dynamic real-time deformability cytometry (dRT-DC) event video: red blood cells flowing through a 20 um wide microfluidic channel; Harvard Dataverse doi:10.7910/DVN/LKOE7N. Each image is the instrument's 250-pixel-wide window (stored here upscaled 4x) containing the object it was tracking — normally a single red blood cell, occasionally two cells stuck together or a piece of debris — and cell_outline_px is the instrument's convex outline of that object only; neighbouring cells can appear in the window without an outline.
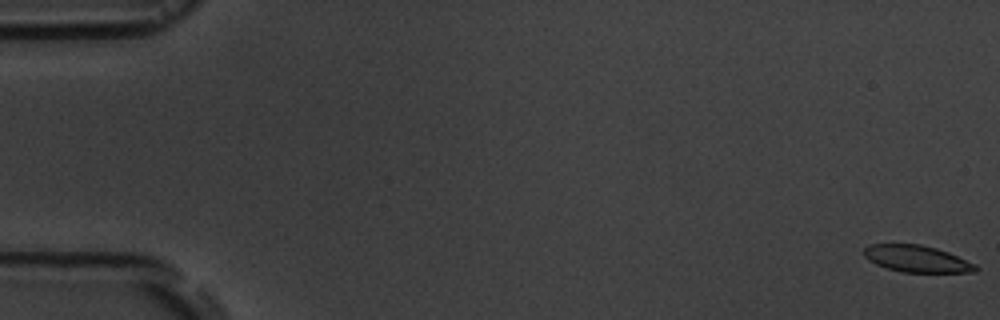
{"species": "common noctule bat (a hibernating species)", "species_latin": "Nyctalus noctula", "temperature_condition": "room temperature", "stored_images_in_passage": 17, "camera_frame_rate_fps": 3000, "um_per_image_px": 0.085, "animal": {"sex": "male", "body_mass_g": 19.5, "forearm_length_mm": 54.6}, "frame": {"image": 1, "passage_image": 1, "time_ms": 0.0, "image_size_px": [1000, 320], "cell_outline_px": [[980, 268], [976, 272], [900, 272], [876, 264], [868, 260], [864, 256], [864, 248], [868, 244], [920, 244], [936, 248], [948, 252], [976, 264]], "centroid_in_image_um": [77.94, 21.99], "position_along_channel_um": 7.1, "area_um2": 17.46}}
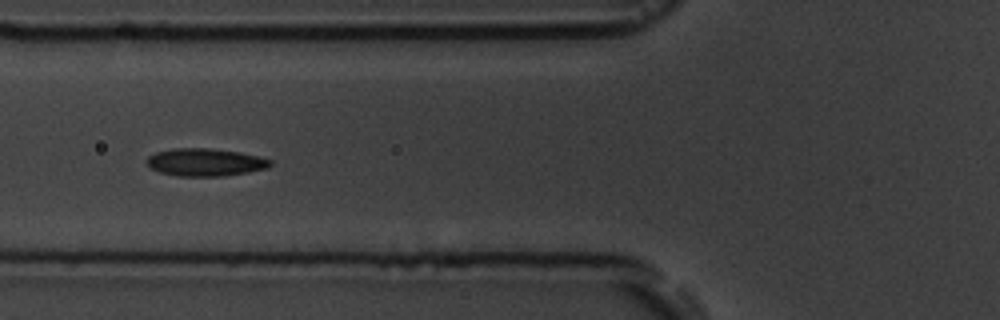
{"frame": {"image": 2, "passage_image": 7, "time_ms": 7.0, "image_size_px": [1000, 320], "cell_outline_px": [[272, 164], [268, 168], [248, 172], [224, 176], [176, 176], [160, 172], [152, 168], [144, 160], [148, 156], [156, 152], [172, 148], [208, 148], [240, 152], [260, 156], [272, 160]], "centroid_in_image_um": [17.46, 13.79], "position_along_channel_um": 108.3, "area_um2": 20.06}}
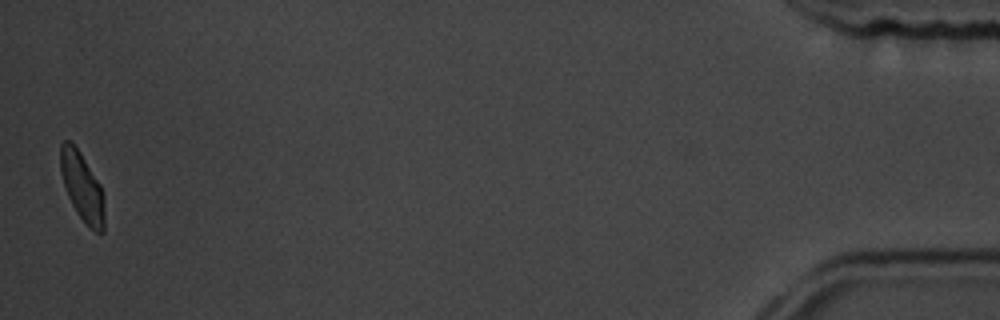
{"frame": {"image": 3, "passage_image": 17, "time_ms": 18.333, "image_size_px": [1000, 320], "cell_outline_px": [[104, 232], [96, 232], [76, 212], [68, 196], [60, 172], [60, 144], [64, 140], [72, 140], [80, 152], [100, 184], [104, 196]], "centroid_in_image_um": [6.97, 15.82], "position_along_channel_um": 428.2, "area_um2": 17.51}, "authors_computed_cell_mechanics": {"area_um2": 18.7272, "velocity_mm_per_s": 3.6454, "shape_relaxation_time_tau1_ms": 3.625, "shape_relaxation_time_tau2_ms": 1.5563, "deformation_change_tau1": 0.0885, "deformation_change_tau2": 0.0487}}